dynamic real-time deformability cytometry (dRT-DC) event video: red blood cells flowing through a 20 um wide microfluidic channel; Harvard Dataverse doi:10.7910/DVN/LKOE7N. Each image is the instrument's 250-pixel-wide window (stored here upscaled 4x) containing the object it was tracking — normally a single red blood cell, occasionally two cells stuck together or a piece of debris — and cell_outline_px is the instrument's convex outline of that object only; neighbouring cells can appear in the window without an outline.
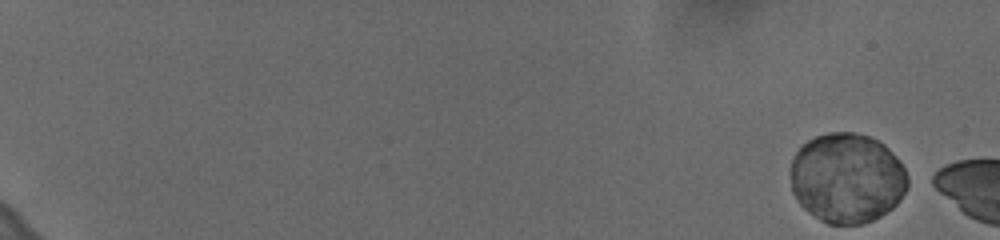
{"species": "human", "species_latin": "Homo sapiens", "temperature_condition": "cold", "stored_images_in_passage": 11, "camera_frame_rate_fps": 3000, "um_per_image_px": 0.085, "donor": {"sex": "female"}, "frame": {"image": 1, "passage_image": 1, "time_ms": 0.0, "image_size_px": [1000, 240], "cell_outline_px": [[908, 188], [900, 200], [892, 208], [880, 216], [872, 220], [860, 224], [828, 224], [820, 220], [808, 212], [800, 204], [792, 192], [792, 160], [796, 152], [808, 140], [816, 136], [828, 132], [852, 132], [868, 136], [884, 144], [892, 152], [904, 168], [908, 176]], "centroid_in_image_um": [72.01, 15.14], "position_along_channel_um": 13.0, "area_um2": 61.33}}